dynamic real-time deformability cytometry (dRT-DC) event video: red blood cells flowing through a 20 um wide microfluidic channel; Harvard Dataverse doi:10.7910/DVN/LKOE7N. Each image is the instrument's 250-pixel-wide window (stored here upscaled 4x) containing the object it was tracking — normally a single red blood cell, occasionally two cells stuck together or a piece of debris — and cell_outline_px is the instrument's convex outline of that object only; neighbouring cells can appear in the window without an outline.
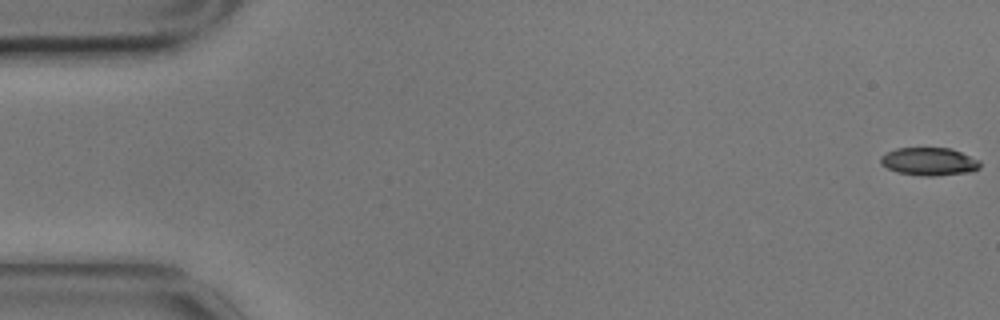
{"species": "common noctule bat (a hibernating species)", "species_latin": "Nyctalus noctula", "temperature_condition": "cold", "stored_images_in_passage": 2, "camera_frame_rate_fps": 3000, "um_per_image_px": 0.085, "animal": {"sex": "male", "body_mass_g": 17.9}, "frame": {"image": 1, "passage_image": 2, "time_ms": 0.333, "image_size_px": [1000, 320], "cell_outline_px": [[980, 168], [972, 172], [936, 176], [924, 176], [896, 172], [880, 164], [880, 156], [884, 152], [896, 148], [952, 148], [980, 160]], "centroid_in_image_um": [78.97, 13.73], "position_along_channel_um": 6.0, "area_um2": 16.47}}